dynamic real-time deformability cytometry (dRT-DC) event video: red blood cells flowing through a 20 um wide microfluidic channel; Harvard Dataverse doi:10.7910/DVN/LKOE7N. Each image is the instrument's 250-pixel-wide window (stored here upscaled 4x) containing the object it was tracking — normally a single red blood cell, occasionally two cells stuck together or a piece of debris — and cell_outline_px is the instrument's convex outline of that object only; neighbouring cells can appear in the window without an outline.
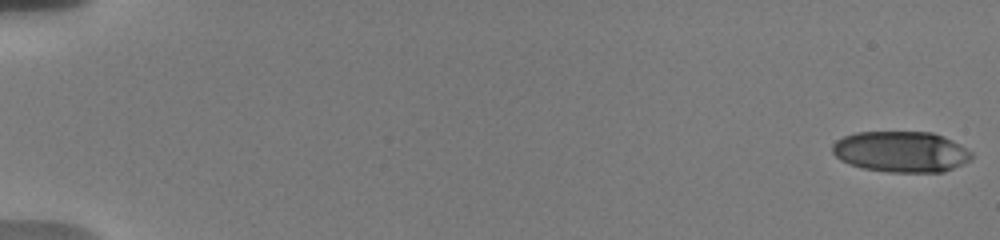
{"species": "human", "species_latin": "Homo sapiens", "temperature_condition": "warm", "stored_images_in_passage": 16, "camera_frame_rate_fps": 3000, "um_per_image_px": 0.085, "donor": {"sex": "male"}, "frame": {"image": 1, "passage_image": 1, "time_ms": 0.0, "image_size_px": [1000, 240], "cell_outline_px": [[972, 156], [968, 160], [944, 172], [888, 172], [864, 168], [840, 160], [832, 152], [832, 144], [836, 140], [844, 136], [856, 132], [932, 132], [944, 136], [960, 144], [972, 152]], "centroid_in_image_um": [76.58, 12.89], "position_along_channel_um": 8.4, "area_um2": 33.06}}
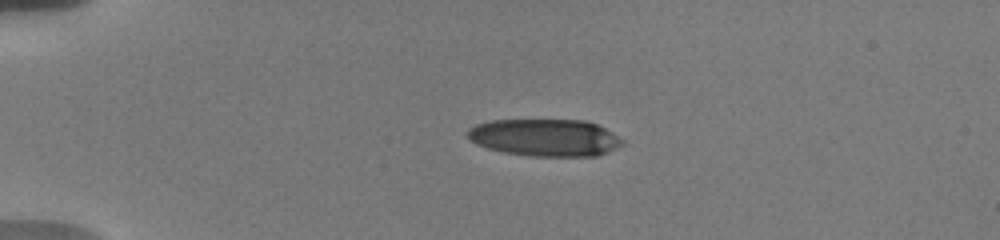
{"frame": {"image": 2, "passage_image": 14, "time_ms": 4.333, "image_size_px": [1000, 240], "cell_outline_px": [[624, 144], [608, 152], [596, 156], [528, 156], [504, 152], [488, 148], [476, 144], [468, 140], [468, 128], [476, 124], [488, 120], [584, 120], [596, 124], [612, 132], [624, 140]], "centroid_in_image_um": [46.31, 11.69], "position_along_channel_um": 38.7, "area_um2": 33.76}}